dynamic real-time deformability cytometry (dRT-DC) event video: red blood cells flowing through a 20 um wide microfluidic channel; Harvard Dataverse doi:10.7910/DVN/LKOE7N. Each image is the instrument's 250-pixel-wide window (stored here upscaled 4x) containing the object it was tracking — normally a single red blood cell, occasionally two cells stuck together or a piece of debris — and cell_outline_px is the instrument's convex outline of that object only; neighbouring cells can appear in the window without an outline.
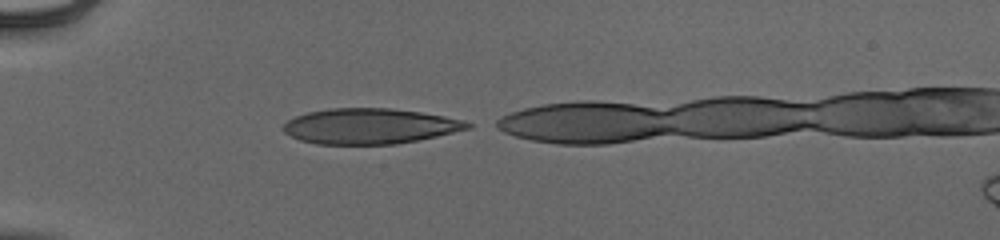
{"species": "human", "species_latin": "Homo sapiens", "temperature_condition": "cold", "stored_images_in_passage": 31, "camera_frame_rate_fps": 3000, "um_per_image_px": 0.085, "donor": {"sex": "male"}, "frame": {"image": 1, "passage_image": 1, "time_ms": 0.0, "image_size_px": [1000, 240], "cell_outline_px": [[472, 128], [436, 136], [396, 144], [316, 144], [300, 140], [284, 132], [280, 128], [288, 120], [296, 116], [308, 112], [328, 108], [392, 108], [420, 112], [444, 116], [464, 120], [472, 124]], "centroid_in_image_um": [31.42, 10.72], "position_along_channel_um": 53.6, "area_um2": 38.09}}
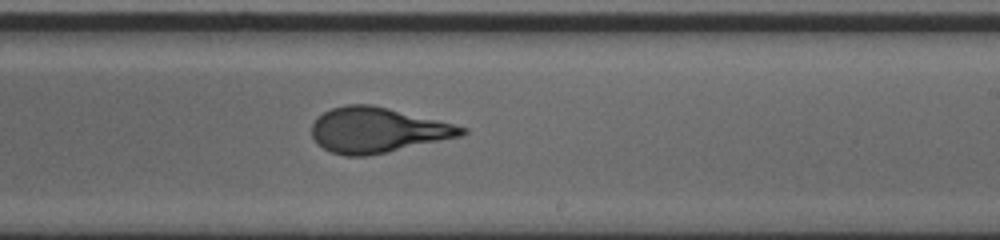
{"frame": {"image": 2, "passage_image": 18, "time_ms": 5.667, "image_size_px": [1000, 240], "cell_outline_px": [[468, 132], [460, 136], [388, 152], [368, 156], [344, 156], [332, 152], [316, 144], [312, 136], [312, 124], [316, 116], [332, 108], [348, 104], [372, 104], [468, 128]], "centroid_in_image_um": [32.02, 11.06], "position_along_channel_um": 257.0, "area_um2": 39.3}}
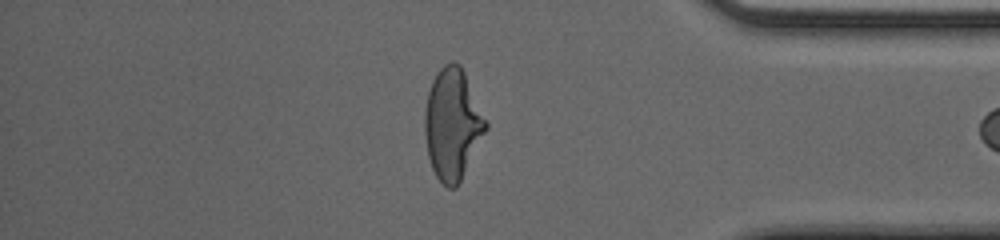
{"frame": {"image": 3, "passage_image": 30, "time_ms": 9.667, "image_size_px": [1000, 240], "cell_outline_px": [[488, 128], [456, 188], [448, 188], [436, 176], [432, 168], [428, 156], [424, 132], [424, 112], [428, 92], [432, 80], [436, 72], [444, 64], [452, 60], [456, 60], [460, 64], [464, 72], [488, 124]], "centroid_in_image_um": [38.44, 10.52], "position_along_channel_um": 396.8, "area_um2": 39.36}}